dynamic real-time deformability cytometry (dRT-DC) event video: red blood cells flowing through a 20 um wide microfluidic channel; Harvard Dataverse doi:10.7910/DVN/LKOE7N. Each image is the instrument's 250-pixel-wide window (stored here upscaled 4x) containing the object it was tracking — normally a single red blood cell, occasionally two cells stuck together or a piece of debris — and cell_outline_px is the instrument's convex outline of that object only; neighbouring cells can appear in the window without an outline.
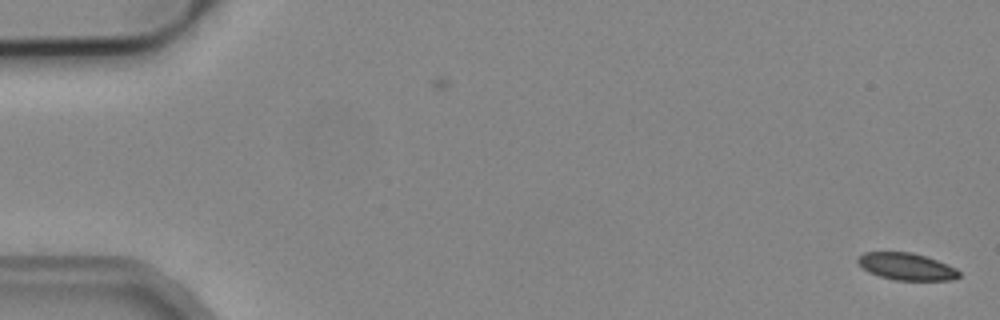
{"species": "common noctule bat (a hibernating species)", "species_latin": "Nyctalus noctula", "temperature_condition": "cold", "stored_images_in_passage": 2, "camera_frame_rate_fps": 3000, "um_per_image_px": 0.085, "animal": {"sex": "male", "body_mass_g": 19.2, "forearm_length_mm": 51.8}, "frame": {"image": 1, "passage_image": 2, "time_ms": 0.333, "image_size_px": [1000, 320], "cell_outline_px": [[960, 276], [952, 280], [892, 280], [868, 272], [856, 260], [864, 252], [912, 252], [948, 264], [956, 268], [960, 272]], "centroid_in_image_um": [77.07, 22.66], "position_along_channel_um": 7.9, "area_um2": 15.9}}